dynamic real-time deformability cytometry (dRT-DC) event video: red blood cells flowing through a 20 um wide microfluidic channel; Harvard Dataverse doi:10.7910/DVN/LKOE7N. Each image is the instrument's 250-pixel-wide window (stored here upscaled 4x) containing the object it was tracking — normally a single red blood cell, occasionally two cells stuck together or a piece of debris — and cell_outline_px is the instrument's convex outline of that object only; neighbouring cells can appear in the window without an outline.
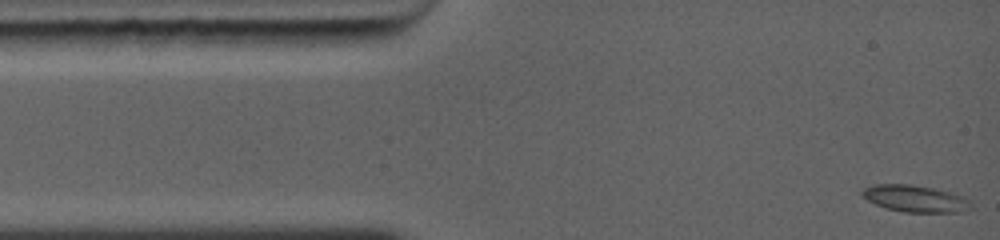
{"species": "common noctule bat (a hibernating species)", "species_latin": "Nyctalus noctula", "temperature_condition": "warm", "stored_images_in_passage": 20, "camera_frame_rate_fps": 5000, "um_per_image_px": 0.085, "animal": {"sex": "female", "body_mass_g": 19.0, "forearm_length_mm": 56.7}, "frame": {"image": 1, "passage_image": 1, "time_ms": 0.0, "image_size_px": [1000, 240], "cell_outline_px": [[960, 196], [952, 212], [904, 212], [888, 208], [876, 204], [868, 200], [860, 192], [864, 188], [876, 184], [912, 184], [932, 188], [948, 192]], "centroid_in_image_um": [77.42, 16.83], "position_along_channel_um": 7.6, "area_um2": 15.32}}
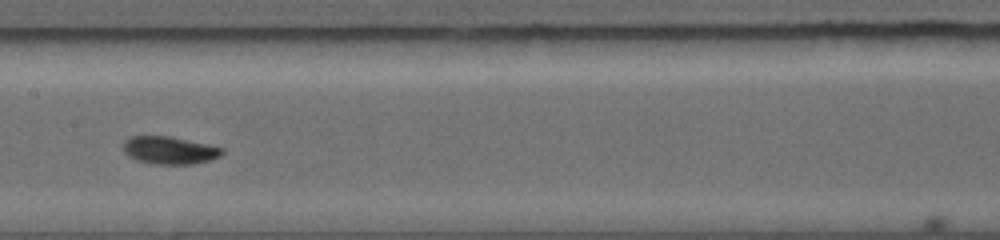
{"frame": {"image": 2, "passage_image": 12, "time_ms": 5.8, "image_size_px": [1000, 240], "cell_outline_px": [[224, 152], [220, 156], [212, 160], [192, 164], [152, 164], [136, 160], [128, 156], [124, 152], [124, 144], [132, 136], [164, 136], [224, 148]], "centroid_in_image_um": [14.42, 12.8], "position_along_channel_um": 193.0, "area_um2": 15.61}}
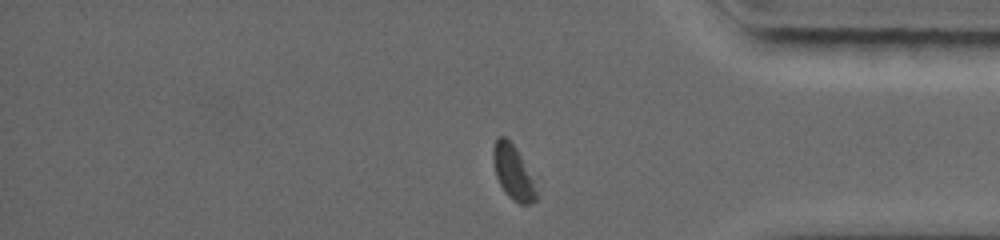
{"frame": {"image": 3, "passage_image": 20, "time_ms": 10.6, "image_size_px": [1000, 240], "cell_outline_px": [[536, 200], [528, 204], [520, 204], [512, 200], [508, 196], [500, 184], [496, 176], [492, 156], [492, 152], [496, 140], [500, 136], [504, 136], [516, 148], [532, 176], [536, 192]], "centroid_in_image_um": [43.6, 14.66], "position_along_channel_um": 391.6, "area_um2": 13.35}, "authors_computed_cell_mechanics": {"area_um2": 15.2881, "velocity_mm_per_s": 4.4088, "shape_relaxation_time_tau1_ms": 4.7157, "shape_relaxation_time_tau2_ms": 1.3533, "deformation_change_tau1": 0.1653, "deformation_change_tau2": 0.0512}}